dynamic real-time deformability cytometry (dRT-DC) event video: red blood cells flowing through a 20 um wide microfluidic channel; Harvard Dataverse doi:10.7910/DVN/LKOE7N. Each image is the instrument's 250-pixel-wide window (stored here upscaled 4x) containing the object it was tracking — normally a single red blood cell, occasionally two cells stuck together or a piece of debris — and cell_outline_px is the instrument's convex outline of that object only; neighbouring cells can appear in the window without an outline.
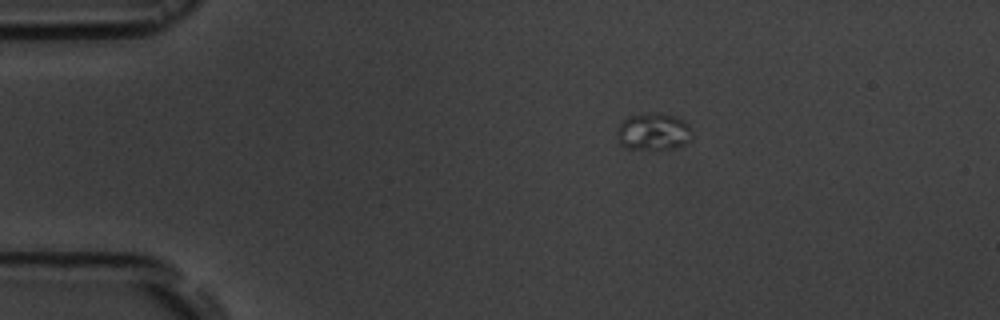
{"species": "common noctule bat (a hibernating species)", "species_latin": "Nyctalus noctula", "temperature_condition": "room temperature", "stored_images_in_passage": 2, "camera_frame_rate_fps": 3000, "um_per_image_px": 0.085, "animal": {"sex": "male", "body_mass_g": 19.5, "forearm_length_mm": 54.6}, "frame": {"image": 1, "passage_image": 1, "time_ms": 0.0, "image_size_px": [1000, 320], "cell_outline_px": [[692, 140], [676, 148], [624, 148], [620, 144], [616, 132], [620, 124], [628, 116], [676, 116], [688, 124]], "centroid_in_image_um": [55.53, 11.24], "position_along_channel_um": 29.5, "area_um2": 15.37}}